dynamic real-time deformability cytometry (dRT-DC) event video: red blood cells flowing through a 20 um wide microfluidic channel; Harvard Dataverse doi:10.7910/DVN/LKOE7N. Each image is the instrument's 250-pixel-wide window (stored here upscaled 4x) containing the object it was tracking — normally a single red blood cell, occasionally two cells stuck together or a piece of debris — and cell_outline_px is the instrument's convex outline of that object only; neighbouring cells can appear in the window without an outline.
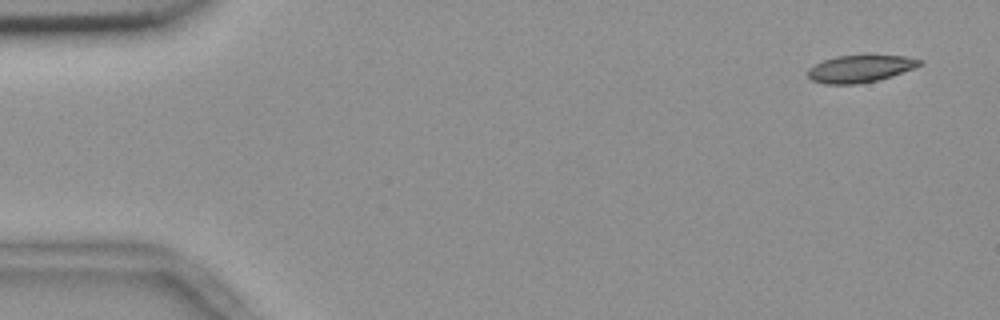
{"species": "common noctule bat (a hibernating species)", "species_latin": "Nyctalus noctula", "temperature_condition": "room temperature", "stored_images_in_passage": 5, "camera_frame_rate_fps": 3000, "um_per_image_px": 0.085, "animal": {"sex": "female", "body_mass_g": 18.4}, "frame": {"image": 1, "passage_image": 1, "time_ms": 0.0, "image_size_px": [1000, 320], "cell_outline_px": [[924, 60], [920, 64], [912, 68], [892, 76], [880, 80], [856, 84], [824, 84], [812, 80], [808, 76], [808, 68], [824, 60], [836, 56], [864, 52], [904, 56]], "centroid_in_image_um": [73.12, 5.79], "position_along_channel_um": 11.9, "area_um2": 18.44}}
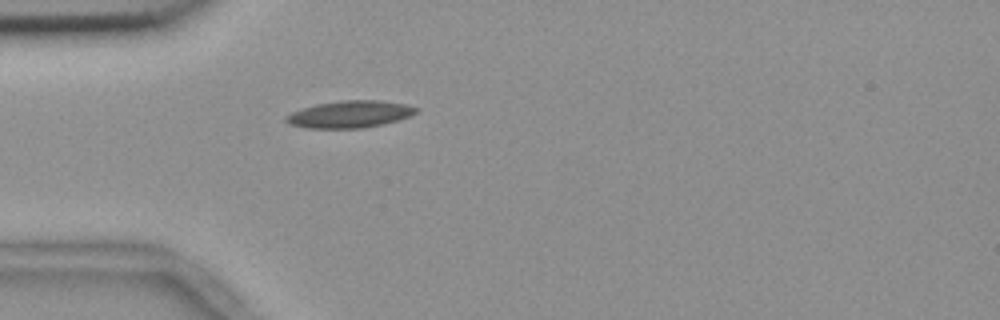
{"frame": {"image": 2, "passage_image": 5, "time_ms": 1.333, "image_size_px": [1000, 320], "cell_outline_px": [[420, 108], [416, 112], [408, 116], [396, 120], [364, 128], [308, 128], [288, 124], [284, 120], [284, 116], [292, 112], [316, 104], [340, 100], [380, 100], [404, 104]], "centroid_in_image_um": [29.69, 9.7], "position_along_channel_um": 55.3, "area_um2": 20.35}}